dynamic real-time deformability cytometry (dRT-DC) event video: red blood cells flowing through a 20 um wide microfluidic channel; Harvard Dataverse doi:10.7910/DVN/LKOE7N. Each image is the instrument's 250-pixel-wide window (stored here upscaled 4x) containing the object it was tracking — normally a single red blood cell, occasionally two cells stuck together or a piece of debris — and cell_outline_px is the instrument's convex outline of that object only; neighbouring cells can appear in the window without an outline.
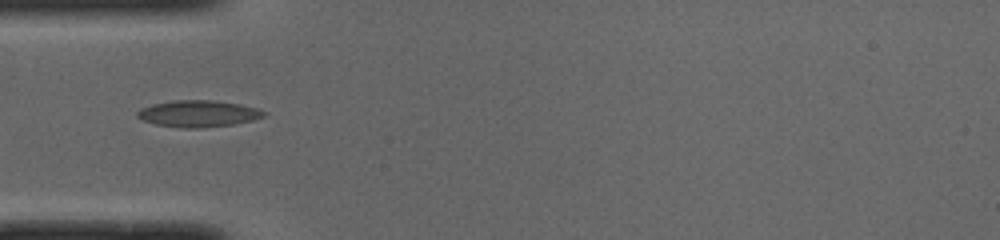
{"species": "common noctule bat (a hibernating species)", "species_latin": "Nyctalus noctula", "temperature_condition": "cold", "stored_images_in_passage": 36, "camera_frame_rate_fps": 3000, "um_per_image_px": 0.085, "animal": {"sex": "male", "body_mass_g": 19.0, "forearm_length_mm": 50.8}, "frame": {"image": 1, "passage_image": 1, "time_ms": 0.0, "image_size_px": [1000, 240], "cell_outline_px": [[268, 112], [264, 116], [252, 120], [232, 124], [200, 128], [180, 128], [156, 124], [144, 120], [136, 116], [136, 112], [140, 108], [152, 104], [176, 100], [212, 100], [240, 104], [256, 108]], "centroid_in_image_um": [16.84, 9.66], "position_along_channel_um": 68.2, "area_um2": 19.54}}
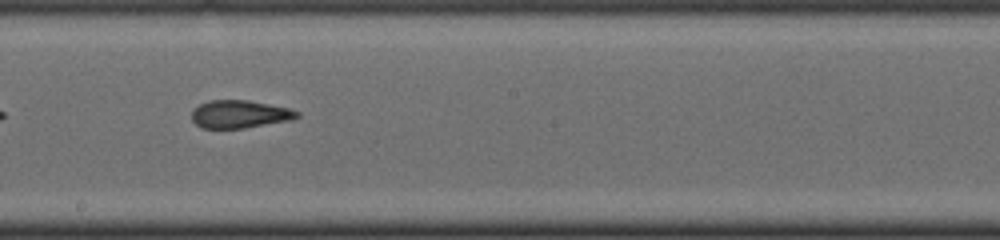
{"frame": {"image": 2, "passage_image": 13, "time_ms": 4.0, "image_size_px": [1000, 240], "cell_outline_px": [[300, 116], [292, 120], [244, 128], [200, 128], [192, 120], [192, 112], [200, 104], [208, 100], [248, 100], [288, 108], [300, 112]], "centroid_in_image_um": [20.38, 9.71], "position_along_channel_um": 227.8, "area_um2": 17.05}}
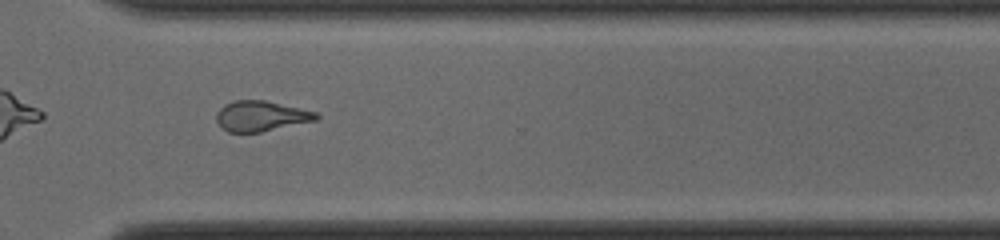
{"frame": {"image": 3, "passage_image": 22, "time_ms": 7.0, "image_size_px": [1000, 240], "cell_outline_px": [[320, 116], [316, 120], [260, 132], [228, 132], [216, 120], [216, 112], [224, 104], [236, 100], [264, 100], [320, 112]], "centroid_in_image_um": [22.21, 9.85], "position_along_channel_um": 348.4, "area_um2": 17.63}}